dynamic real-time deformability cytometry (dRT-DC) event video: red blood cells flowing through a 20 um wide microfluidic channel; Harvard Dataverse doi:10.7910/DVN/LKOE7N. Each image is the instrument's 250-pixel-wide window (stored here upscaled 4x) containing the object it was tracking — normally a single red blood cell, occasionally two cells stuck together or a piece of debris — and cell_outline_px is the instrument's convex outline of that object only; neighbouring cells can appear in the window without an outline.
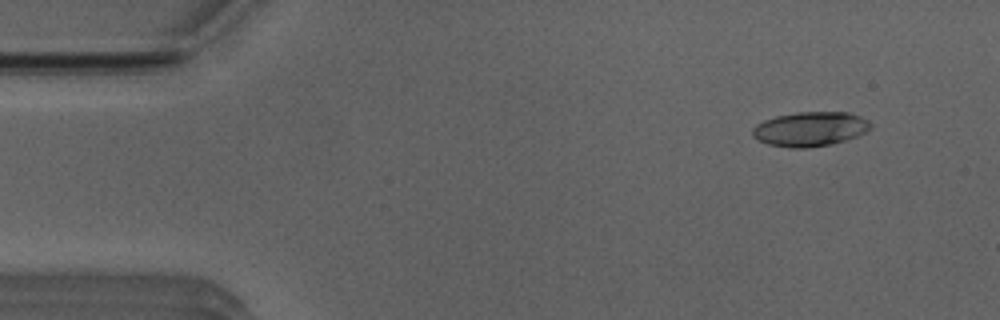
{"species": "Egyptian fruit bat (a non-hibernating species)", "species_latin": "Rousettus aegyptiacus", "temperature_condition": "room temperature", "stored_images_in_passage": 49, "segment_of_instrument_passage": [1, 2], "camera_frame_rate_fps": 3000, "um_per_image_px": 0.085, "animal": {"sex": "male"}, "frame": {"image": 1, "passage_image": 1, "time_ms": 0.0, "image_size_px": [1000, 320], "cell_outline_px": [[872, 128], [856, 136], [844, 140], [828, 144], [804, 148], [792, 148], [768, 144], [752, 136], [752, 128], [756, 124], [764, 120], [776, 116], [796, 112], [848, 112], [860, 116], [868, 120], [872, 124]], "centroid_in_image_um": [68.85, 10.95], "position_along_channel_um": 16.2, "area_um2": 23.58}}
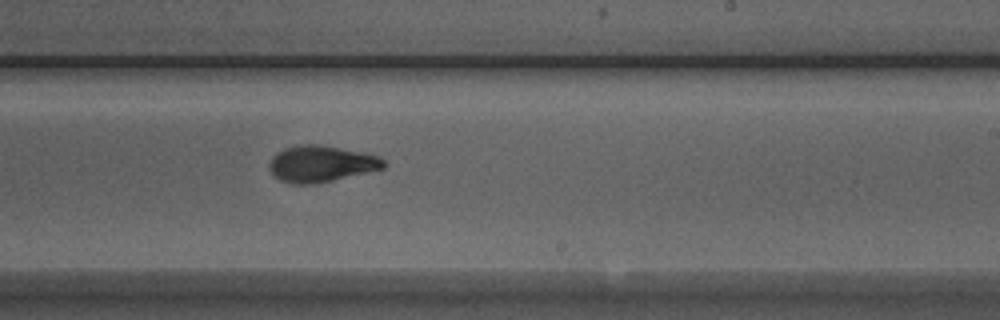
{"frame": {"image": 2, "passage_image": 27, "time_ms": 8.667, "image_size_px": [1000, 320], "cell_outline_px": [[384, 168], [332, 180], [312, 184], [292, 184], [280, 180], [272, 176], [268, 168], [268, 164], [272, 156], [276, 152], [284, 148], [300, 144], [320, 144], [364, 152], [380, 156], [384, 160]], "centroid_in_image_um": [27.24, 13.91], "position_along_channel_um": 261.8, "area_um2": 24.45}}
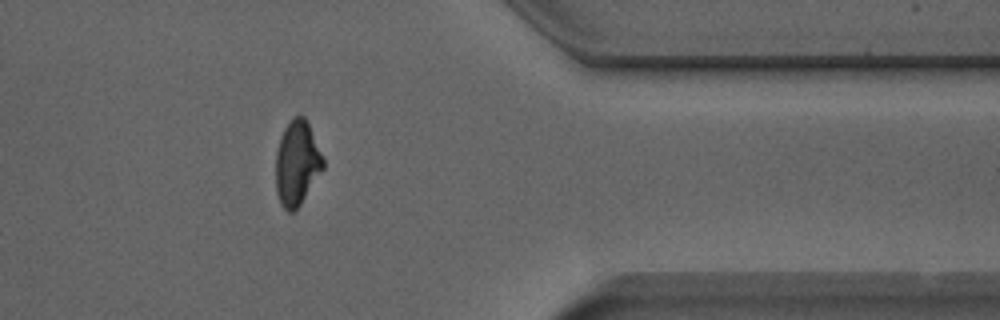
{"frame": {"image": 3, "passage_image": 38, "time_ms": 12.333, "image_size_px": [1000, 320], "cell_outline_px": [[324, 168], [300, 204], [292, 212], [288, 212], [280, 204], [276, 192], [276, 152], [280, 136], [284, 128], [292, 116], [304, 116], [308, 124], [324, 160]], "centroid_in_image_um": [25.22, 13.86], "position_along_channel_um": 386.2, "area_um2": 23.18}}